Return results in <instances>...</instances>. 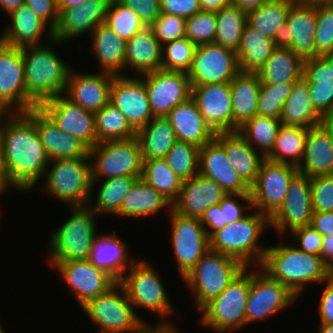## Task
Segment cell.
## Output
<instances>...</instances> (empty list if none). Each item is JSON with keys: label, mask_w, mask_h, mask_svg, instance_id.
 <instances>
[{"label": "cell", "mask_w": 333, "mask_h": 333, "mask_svg": "<svg viewBox=\"0 0 333 333\" xmlns=\"http://www.w3.org/2000/svg\"><path fill=\"white\" fill-rule=\"evenodd\" d=\"M0 145L8 176L20 194L37 191L50 160L35 123L25 113H12L0 130Z\"/></svg>", "instance_id": "1"}, {"label": "cell", "mask_w": 333, "mask_h": 333, "mask_svg": "<svg viewBox=\"0 0 333 333\" xmlns=\"http://www.w3.org/2000/svg\"><path fill=\"white\" fill-rule=\"evenodd\" d=\"M287 238L277 237L281 239L278 245L268 246L259 267L271 279L279 281L301 298L308 285L320 284L333 273L320 256L303 252L291 242L286 243Z\"/></svg>", "instance_id": "2"}, {"label": "cell", "mask_w": 333, "mask_h": 333, "mask_svg": "<svg viewBox=\"0 0 333 333\" xmlns=\"http://www.w3.org/2000/svg\"><path fill=\"white\" fill-rule=\"evenodd\" d=\"M63 44L66 43L53 38L40 45L21 47L27 96L37 107L64 93L70 72L75 68L54 50L56 45Z\"/></svg>", "instance_id": "3"}, {"label": "cell", "mask_w": 333, "mask_h": 333, "mask_svg": "<svg viewBox=\"0 0 333 333\" xmlns=\"http://www.w3.org/2000/svg\"><path fill=\"white\" fill-rule=\"evenodd\" d=\"M150 260L137 257V260L125 271L118 281L138 314L139 308L157 315L159 320L154 327H176L171 317L182 316L174 308V302L166 289L164 278L161 280L160 270ZM158 270V271H157ZM179 314V315H178ZM171 319V320H170Z\"/></svg>", "instance_id": "4"}, {"label": "cell", "mask_w": 333, "mask_h": 333, "mask_svg": "<svg viewBox=\"0 0 333 333\" xmlns=\"http://www.w3.org/2000/svg\"><path fill=\"white\" fill-rule=\"evenodd\" d=\"M269 228L270 218L253 208L240 220L216 231L209 238L210 250L232 257L244 267H259L268 248L259 241Z\"/></svg>", "instance_id": "5"}, {"label": "cell", "mask_w": 333, "mask_h": 333, "mask_svg": "<svg viewBox=\"0 0 333 333\" xmlns=\"http://www.w3.org/2000/svg\"><path fill=\"white\" fill-rule=\"evenodd\" d=\"M71 215L49 233L46 261L89 260L95 239L98 215L88 206L69 207Z\"/></svg>", "instance_id": "6"}, {"label": "cell", "mask_w": 333, "mask_h": 333, "mask_svg": "<svg viewBox=\"0 0 333 333\" xmlns=\"http://www.w3.org/2000/svg\"><path fill=\"white\" fill-rule=\"evenodd\" d=\"M39 191L68 207L86 206L91 196L92 178L89 154L85 157L49 161ZM50 196V197H49Z\"/></svg>", "instance_id": "7"}, {"label": "cell", "mask_w": 333, "mask_h": 333, "mask_svg": "<svg viewBox=\"0 0 333 333\" xmlns=\"http://www.w3.org/2000/svg\"><path fill=\"white\" fill-rule=\"evenodd\" d=\"M252 267H244L226 289L198 313L197 324L213 333H235L245 328V311Z\"/></svg>", "instance_id": "8"}, {"label": "cell", "mask_w": 333, "mask_h": 333, "mask_svg": "<svg viewBox=\"0 0 333 333\" xmlns=\"http://www.w3.org/2000/svg\"><path fill=\"white\" fill-rule=\"evenodd\" d=\"M81 309L98 327V333H142L148 326L154 327V323L136 313L119 282Z\"/></svg>", "instance_id": "9"}, {"label": "cell", "mask_w": 333, "mask_h": 333, "mask_svg": "<svg viewBox=\"0 0 333 333\" xmlns=\"http://www.w3.org/2000/svg\"><path fill=\"white\" fill-rule=\"evenodd\" d=\"M243 268L238 260L209 249L182 278L193 295L194 308L199 312L222 293Z\"/></svg>", "instance_id": "10"}, {"label": "cell", "mask_w": 333, "mask_h": 333, "mask_svg": "<svg viewBox=\"0 0 333 333\" xmlns=\"http://www.w3.org/2000/svg\"><path fill=\"white\" fill-rule=\"evenodd\" d=\"M92 180L142 177L143 158L137 137L99 142L89 149Z\"/></svg>", "instance_id": "11"}, {"label": "cell", "mask_w": 333, "mask_h": 333, "mask_svg": "<svg viewBox=\"0 0 333 333\" xmlns=\"http://www.w3.org/2000/svg\"><path fill=\"white\" fill-rule=\"evenodd\" d=\"M299 298L279 281L271 279L260 267H252V278L245 311V327L266 322L285 312Z\"/></svg>", "instance_id": "12"}, {"label": "cell", "mask_w": 333, "mask_h": 333, "mask_svg": "<svg viewBox=\"0 0 333 333\" xmlns=\"http://www.w3.org/2000/svg\"><path fill=\"white\" fill-rule=\"evenodd\" d=\"M168 218L172 257L177 263L178 276L183 278L210 249V240L199 219L181 216L173 210L169 212Z\"/></svg>", "instance_id": "13"}, {"label": "cell", "mask_w": 333, "mask_h": 333, "mask_svg": "<svg viewBox=\"0 0 333 333\" xmlns=\"http://www.w3.org/2000/svg\"><path fill=\"white\" fill-rule=\"evenodd\" d=\"M71 292L80 308L90 300L106 292L117 281L106 271L89 260L46 261Z\"/></svg>", "instance_id": "14"}, {"label": "cell", "mask_w": 333, "mask_h": 333, "mask_svg": "<svg viewBox=\"0 0 333 333\" xmlns=\"http://www.w3.org/2000/svg\"><path fill=\"white\" fill-rule=\"evenodd\" d=\"M297 166L264 159L255 183L250 187L252 206L269 218L280 208Z\"/></svg>", "instance_id": "15"}, {"label": "cell", "mask_w": 333, "mask_h": 333, "mask_svg": "<svg viewBox=\"0 0 333 333\" xmlns=\"http://www.w3.org/2000/svg\"><path fill=\"white\" fill-rule=\"evenodd\" d=\"M240 72L237 53L216 43L198 45L188 71L191 85L230 83Z\"/></svg>", "instance_id": "16"}, {"label": "cell", "mask_w": 333, "mask_h": 333, "mask_svg": "<svg viewBox=\"0 0 333 333\" xmlns=\"http://www.w3.org/2000/svg\"><path fill=\"white\" fill-rule=\"evenodd\" d=\"M0 102L12 113H26L37 107L27 96L21 48L2 41H0Z\"/></svg>", "instance_id": "17"}, {"label": "cell", "mask_w": 333, "mask_h": 333, "mask_svg": "<svg viewBox=\"0 0 333 333\" xmlns=\"http://www.w3.org/2000/svg\"><path fill=\"white\" fill-rule=\"evenodd\" d=\"M313 213L311 179L298 172L289 184L282 205L270 217V229L278 237L289 236L292 230L311 225Z\"/></svg>", "instance_id": "18"}, {"label": "cell", "mask_w": 333, "mask_h": 333, "mask_svg": "<svg viewBox=\"0 0 333 333\" xmlns=\"http://www.w3.org/2000/svg\"><path fill=\"white\" fill-rule=\"evenodd\" d=\"M139 77L146 87L154 117H165L173 108L191 97L190 79L185 72L159 69Z\"/></svg>", "instance_id": "19"}, {"label": "cell", "mask_w": 333, "mask_h": 333, "mask_svg": "<svg viewBox=\"0 0 333 333\" xmlns=\"http://www.w3.org/2000/svg\"><path fill=\"white\" fill-rule=\"evenodd\" d=\"M65 133L82 141L89 149L99 142L95 130L94 112L85 110L64 94H59L38 106Z\"/></svg>", "instance_id": "20"}, {"label": "cell", "mask_w": 333, "mask_h": 333, "mask_svg": "<svg viewBox=\"0 0 333 333\" xmlns=\"http://www.w3.org/2000/svg\"><path fill=\"white\" fill-rule=\"evenodd\" d=\"M110 103L127 118L130 125L138 131L153 118L146 87L139 76H114Z\"/></svg>", "instance_id": "21"}, {"label": "cell", "mask_w": 333, "mask_h": 333, "mask_svg": "<svg viewBox=\"0 0 333 333\" xmlns=\"http://www.w3.org/2000/svg\"><path fill=\"white\" fill-rule=\"evenodd\" d=\"M110 1L86 0L83 4L68 9H58L53 38L67 44L83 35L90 36L99 24L105 23Z\"/></svg>", "instance_id": "22"}, {"label": "cell", "mask_w": 333, "mask_h": 333, "mask_svg": "<svg viewBox=\"0 0 333 333\" xmlns=\"http://www.w3.org/2000/svg\"><path fill=\"white\" fill-rule=\"evenodd\" d=\"M191 97L214 133L232 132L230 83L191 85Z\"/></svg>", "instance_id": "23"}, {"label": "cell", "mask_w": 333, "mask_h": 333, "mask_svg": "<svg viewBox=\"0 0 333 333\" xmlns=\"http://www.w3.org/2000/svg\"><path fill=\"white\" fill-rule=\"evenodd\" d=\"M316 23L315 6L294 2L290 7L278 45L289 47L303 60L315 58Z\"/></svg>", "instance_id": "24"}, {"label": "cell", "mask_w": 333, "mask_h": 333, "mask_svg": "<svg viewBox=\"0 0 333 333\" xmlns=\"http://www.w3.org/2000/svg\"><path fill=\"white\" fill-rule=\"evenodd\" d=\"M115 75L106 72H70L64 95L85 110L99 111L110 102V90Z\"/></svg>", "instance_id": "25"}, {"label": "cell", "mask_w": 333, "mask_h": 333, "mask_svg": "<svg viewBox=\"0 0 333 333\" xmlns=\"http://www.w3.org/2000/svg\"><path fill=\"white\" fill-rule=\"evenodd\" d=\"M227 196L213 179L197 174L182 182L178 199L172 204L177 214L200 219L211 206L219 204Z\"/></svg>", "instance_id": "26"}, {"label": "cell", "mask_w": 333, "mask_h": 333, "mask_svg": "<svg viewBox=\"0 0 333 333\" xmlns=\"http://www.w3.org/2000/svg\"><path fill=\"white\" fill-rule=\"evenodd\" d=\"M36 125V130L50 161L85 157L89 148L78 138L60 130L39 108L25 113Z\"/></svg>", "instance_id": "27"}, {"label": "cell", "mask_w": 333, "mask_h": 333, "mask_svg": "<svg viewBox=\"0 0 333 333\" xmlns=\"http://www.w3.org/2000/svg\"><path fill=\"white\" fill-rule=\"evenodd\" d=\"M198 173L216 181L227 195L250 194V187L234 170L215 138L200 147Z\"/></svg>", "instance_id": "28"}, {"label": "cell", "mask_w": 333, "mask_h": 333, "mask_svg": "<svg viewBox=\"0 0 333 333\" xmlns=\"http://www.w3.org/2000/svg\"><path fill=\"white\" fill-rule=\"evenodd\" d=\"M8 18L9 23L6 22L0 33V41L5 44L21 48L53 39V29L25 4L11 12Z\"/></svg>", "instance_id": "29"}, {"label": "cell", "mask_w": 333, "mask_h": 333, "mask_svg": "<svg viewBox=\"0 0 333 333\" xmlns=\"http://www.w3.org/2000/svg\"><path fill=\"white\" fill-rule=\"evenodd\" d=\"M128 246V242L120 238L116 231L103 234L100 232L94 241L89 261L106 271L118 282L125 271L137 260L131 256Z\"/></svg>", "instance_id": "30"}, {"label": "cell", "mask_w": 333, "mask_h": 333, "mask_svg": "<svg viewBox=\"0 0 333 333\" xmlns=\"http://www.w3.org/2000/svg\"><path fill=\"white\" fill-rule=\"evenodd\" d=\"M89 49L94 54L97 72H106L115 76H129L125 72L126 40L116 34L105 23L99 24L88 37Z\"/></svg>", "instance_id": "31"}, {"label": "cell", "mask_w": 333, "mask_h": 333, "mask_svg": "<svg viewBox=\"0 0 333 333\" xmlns=\"http://www.w3.org/2000/svg\"><path fill=\"white\" fill-rule=\"evenodd\" d=\"M165 117L175 131L177 140L192 143L200 148L215 137L192 97L177 105Z\"/></svg>", "instance_id": "32"}, {"label": "cell", "mask_w": 333, "mask_h": 333, "mask_svg": "<svg viewBox=\"0 0 333 333\" xmlns=\"http://www.w3.org/2000/svg\"><path fill=\"white\" fill-rule=\"evenodd\" d=\"M131 69L132 76L162 69V44L154 36L150 26L126 41L125 71Z\"/></svg>", "instance_id": "33"}, {"label": "cell", "mask_w": 333, "mask_h": 333, "mask_svg": "<svg viewBox=\"0 0 333 333\" xmlns=\"http://www.w3.org/2000/svg\"><path fill=\"white\" fill-rule=\"evenodd\" d=\"M224 148L228 161L241 179L251 187L257 178L265 157L254 149L237 132L215 133L214 137Z\"/></svg>", "instance_id": "34"}, {"label": "cell", "mask_w": 333, "mask_h": 333, "mask_svg": "<svg viewBox=\"0 0 333 333\" xmlns=\"http://www.w3.org/2000/svg\"><path fill=\"white\" fill-rule=\"evenodd\" d=\"M297 168L309 178L333 175V144L321 124L308 128L303 160Z\"/></svg>", "instance_id": "35"}, {"label": "cell", "mask_w": 333, "mask_h": 333, "mask_svg": "<svg viewBox=\"0 0 333 333\" xmlns=\"http://www.w3.org/2000/svg\"><path fill=\"white\" fill-rule=\"evenodd\" d=\"M162 210H166L168 214L172 210V204L140 178L131 186L114 216L120 219L133 217L146 220L147 217H154Z\"/></svg>", "instance_id": "36"}, {"label": "cell", "mask_w": 333, "mask_h": 333, "mask_svg": "<svg viewBox=\"0 0 333 333\" xmlns=\"http://www.w3.org/2000/svg\"><path fill=\"white\" fill-rule=\"evenodd\" d=\"M261 81L257 73L239 72L230 82L232 96V132L256 115Z\"/></svg>", "instance_id": "37"}, {"label": "cell", "mask_w": 333, "mask_h": 333, "mask_svg": "<svg viewBox=\"0 0 333 333\" xmlns=\"http://www.w3.org/2000/svg\"><path fill=\"white\" fill-rule=\"evenodd\" d=\"M310 96L308 81L304 77L296 80L282 107L281 124L304 128L319 125L323 117L315 110Z\"/></svg>", "instance_id": "38"}, {"label": "cell", "mask_w": 333, "mask_h": 333, "mask_svg": "<svg viewBox=\"0 0 333 333\" xmlns=\"http://www.w3.org/2000/svg\"><path fill=\"white\" fill-rule=\"evenodd\" d=\"M277 45L278 42L246 23L236 52L239 70L258 73Z\"/></svg>", "instance_id": "39"}, {"label": "cell", "mask_w": 333, "mask_h": 333, "mask_svg": "<svg viewBox=\"0 0 333 333\" xmlns=\"http://www.w3.org/2000/svg\"><path fill=\"white\" fill-rule=\"evenodd\" d=\"M141 177L122 176L105 180H92L88 206L99 216L115 215L131 186ZM96 191H95V190ZM95 194V195H94ZM96 199V200H95Z\"/></svg>", "instance_id": "40"}, {"label": "cell", "mask_w": 333, "mask_h": 333, "mask_svg": "<svg viewBox=\"0 0 333 333\" xmlns=\"http://www.w3.org/2000/svg\"><path fill=\"white\" fill-rule=\"evenodd\" d=\"M303 72L304 60L289 47L277 45L257 74L261 83L281 84L299 80Z\"/></svg>", "instance_id": "41"}, {"label": "cell", "mask_w": 333, "mask_h": 333, "mask_svg": "<svg viewBox=\"0 0 333 333\" xmlns=\"http://www.w3.org/2000/svg\"><path fill=\"white\" fill-rule=\"evenodd\" d=\"M251 209H253L251 194H230L219 204L208 208L199 221L204 225L210 238L216 231L243 218Z\"/></svg>", "instance_id": "42"}, {"label": "cell", "mask_w": 333, "mask_h": 333, "mask_svg": "<svg viewBox=\"0 0 333 333\" xmlns=\"http://www.w3.org/2000/svg\"><path fill=\"white\" fill-rule=\"evenodd\" d=\"M143 160L165 158L177 141L175 131L166 117H154L136 132Z\"/></svg>", "instance_id": "43"}, {"label": "cell", "mask_w": 333, "mask_h": 333, "mask_svg": "<svg viewBox=\"0 0 333 333\" xmlns=\"http://www.w3.org/2000/svg\"><path fill=\"white\" fill-rule=\"evenodd\" d=\"M294 2V0H269L247 13V23L265 36L279 42L290 7Z\"/></svg>", "instance_id": "44"}, {"label": "cell", "mask_w": 333, "mask_h": 333, "mask_svg": "<svg viewBox=\"0 0 333 333\" xmlns=\"http://www.w3.org/2000/svg\"><path fill=\"white\" fill-rule=\"evenodd\" d=\"M307 133L308 128L281 125L274 147L265 158L298 167L303 160Z\"/></svg>", "instance_id": "45"}, {"label": "cell", "mask_w": 333, "mask_h": 333, "mask_svg": "<svg viewBox=\"0 0 333 333\" xmlns=\"http://www.w3.org/2000/svg\"><path fill=\"white\" fill-rule=\"evenodd\" d=\"M141 179L173 204L179 197L181 180L167 165L164 158L143 160Z\"/></svg>", "instance_id": "46"}, {"label": "cell", "mask_w": 333, "mask_h": 333, "mask_svg": "<svg viewBox=\"0 0 333 333\" xmlns=\"http://www.w3.org/2000/svg\"><path fill=\"white\" fill-rule=\"evenodd\" d=\"M216 17L217 29L214 43L237 52L247 23V13L231 3L216 11Z\"/></svg>", "instance_id": "47"}, {"label": "cell", "mask_w": 333, "mask_h": 333, "mask_svg": "<svg viewBox=\"0 0 333 333\" xmlns=\"http://www.w3.org/2000/svg\"><path fill=\"white\" fill-rule=\"evenodd\" d=\"M95 130L98 142L129 139L136 136V130L127 118L110 102L94 112Z\"/></svg>", "instance_id": "48"}, {"label": "cell", "mask_w": 333, "mask_h": 333, "mask_svg": "<svg viewBox=\"0 0 333 333\" xmlns=\"http://www.w3.org/2000/svg\"><path fill=\"white\" fill-rule=\"evenodd\" d=\"M281 122L278 119L255 115L239 129L240 135L264 157L274 147Z\"/></svg>", "instance_id": "49"}, {"label": "cell", "mask_w": 333, "mask_h": 333, "mask_svg": "<svg viewBox=\"0 0 333 333\" xmlns=\"http://www.w3.org/2000/svg\"><path fill=\"white\" fill-rule=\"evenodd\" d=\"M200 148L177 140L165 156L168 167L183 181L198 174Z\"/></svg>", "instance_id": "50"}, {"label": "cell", "mask_w": 333, "mask_h": 333, "mask_svg": "<svg viewBox=\"0 0 333 333\" xmlns=\"http://www.w3.org/2000/svg\"><path fill=\"white\" fill-rule=\"evenodd\" d=\"M105 24L126 41L145 27L134 10L118 0L110 1Z\"/></svg>", "instance_id": "51"}, {"label": "cell", "mask_w": 333, "mask_h": 333, "mask_svg": "<svg viewBox=\"0 0 333 333\" xmlns=\"http://www.w3.org/2000/svg\"><path fill=\"white\" fill-rule=\"evenodd\" d=\"M294 82L279 84L261 83L256 115L280 120L282 107L292 91Z\"/></svg>", "instance_id": "52"}, {"label": "cell", "mask_w": 333, "mask_h": 333, "mask_svg": "<svg viewBox=\"0 0 333 333\" xmlns=\"http://www.w3.org/2000/svg\"><path fill=\"white\" fill-rule=\"evenodd\" d=\"M196 45L186 37L162 45V69L188 73Z\"/></svg>", "instance_id": "53"}, {"label": "cell", "mask_w": 333, "mask_h": 333, "mask_svg": "<svg viewBox=\"0 0 333 333\" xmlns=\"http://www.w3.org/2000/svg\"><path fill=\"white\" fill-rule=\"evenodd\" d=\"M216 29V11L201 10L186 19L185 37L196 46L214 43Z\"/></svg>", "instance_id": "54"}, {"label": "cell", "mask_w": 333, "mask_h": 333, "mask_svg": "<svg viewBox=\"0 0 333 333\" xmlns=\"http://www.w3.org/2000/svg\"><path fill=\"white\" fill-rule=\"evenodd\" d=\"M316 8L315 46L316 57L333 55V5Z\"/></svg>", "instance_id": "55"}, {"label": "cell", "mask_w": 333, "mask_h": 333, "mask_svg": "<svg viewBox=\"0 0 333 333\" xmlns=\"http://www.w3.org/2000/svg\"><path fill=\"white\" fill-rule=\"evenodd\" d=\"M150 27L154 36L163 45L169 41L185 37L186 19L176 15L161 13Z\"/></svg>", "instance_id": "56"}, {"label": "cell", "mask_w": 333, "mask_h": 333, "mask_svg": "<svg viewBox=\"0 0 333 333\" xmlns=\"http://www.w3.org/2000/svg\"><path fill=\"white\" fill-rule=\"evenodd\" d=\"M310 179L313 212H333V175L316 176Z\"/></svg>", "instance_id": "57"}, {"label": "cell", "mask_w": 333, "mask_h": 333, "mask_svg": "<svg viewBox=\"0 0 333 333\" xmlns=\"http://www.w3.org/2000/svg\"><path fill=\"white\" fill-rule=\"evenodd\" d=\"M303 77L308 83L333 86V55L304 60Z\"/></svg>", "instance_id": "58"}, {"label": "cell", "mask_w": 333, "mask_h": 333, "mask_svg": "<svg viewBox=\"0 0 333 333\" xmlns=\"http://www.w3.org/2000/svg\"><path fill=\"white\" fill-rule=\"evenodd\" d=\"M290 241L303 252L320 256L322 235L311 225L296 228L290 232Z\"/></svg>", "instance_id": "59"}, {"label": "cell", "mask_w": 333, "mask_h": 333, "mask_svg": "<svg viewBox=\"0 0 333 333\" xmlns=\"http://www.w3.org/2000/svg\"><path fill=\"white\" fill-rule=\"evenodd\" d=\"M134 10L145 26H151L161 14L160 0H118Z\"/></svg>", "instance_id": "60"}, {"label": "cell", "mask_w": 333, "mask_h": 333, "mask_svg": "<svg viewBox=\"0 0 333 333\" xmlns=\"http://www.w3.org/2000/svg\"><path fill=\"white\" fill-rule=\"evenodd\" d=\"M315 110L322 116L333 115V86L308 83Z\"/></svg>", "instance_id": "61"}, {"label": "cell", "mask_w": 333, "mask_h": 333, "mask_svg": "<svg viewBox=\"0 0 333 333\" xmlns=\"http://www.w3.org/2000/svg\"><path fill=\"white\" fill-rule=\"evenodd\" d=\"M161 13L185 19L201 11L199 0H160Z\"/></svg>", "instance_id": "62"}, {"label": "cell", "mask_w": 333, "mask_h": 333, "mask_svg": "<svg viewBox=\"0 0 333 333\" xmlns=\"http://www.w3.org/2000/svg\"><path fill=\"white\" fill-rule=\"evenodd\" d=\"M322 293H320L317 313L320 318L318 323L333 324V274L321 283Z\"/></svg>", "instance_id": "63"}, {"label": "cell", "mask_w": 333, "mask_h": 333, "mask_svg": "<svg viewBox=\"0 0 333 333\" xmlns=\"http://www.w3.org/2000/svg\"><path fill=\"white\" fill-rule=\"evenodd\" d=\"M25 5L52 29L56 26L58 21L57 0H25Z\"/></svg>", "instance_id": "64"}, {"label": "cell", "mask_w": 333, "mask_h": 333, "mask_svg": "<svg viewBox=\"0 0 333 333\" xmlns=\"http://www.w3.org/2000/svg\"><path fill=\"white\" fill-rule=\"evenodd\" d=\"M311 226L322 236H333V212L313 213Z\"/></svg>", "instance_id": "65"}, {"label": "cell", "mask_w": 333, "mask_h": 333, "mask_svg": "<svg viewBox=\"0 0 333 333\" xmlns=\"http://www.w3.org/2000/svg\"><path fill=\"white\" fill-rule=\"evenodd\" d=\"M320 257L324 264L333 273V236L322 237V247Z\"/></svg>", "instance_id": "66"}, {"label": "cell", "mask_w": 333, "mask_h": 333, "mask_svg": "<svg viewBox=\"0 0 333 333\" xmlns=\"http://www.w3.org/2000/svg\"><path fill=\"white\" fill-rule=\"evenodd\" d=\"M15 191L21 192L10 180L7 170H6V166H5V162H4V157H3V153H2V148L0 145V193L3 194V196H5L6 192L13 189ZM5 193V194H4Z\"/></svg>", "instance_id": "67"}, {"label": "cell", "mask_w": 333, "mask_h": 333, "mask_svg": "<svg viewBox=\"0 0 333 333\" xmlns=\"http://www.w3.org/2000/svg\"><path fill=\"white\" fill-rule=\"evenodd\" d=\"M267 1L269 0H231V3L243 10L244 12L248 13L260 7Z\"/></svg>", "instance_id": "68"}, {"label": "cell", "mask_w": 333, "mask_h": 333, "mask_svg": "<svg viewBox=\"0 0 333 333\" xmlns=\"http://www.w3.org/2000/svg\"><path fill=\"white\" fill-rule=\"evenodd\" d=\"M202 10L218 11L231 4V0H199Z\"/></svg>", "instance_id": "69"}, {"label": "cell", "mask_w": 333, "mask_h": 333, "mask_svg": "<svg viewBox=\"0 0 333 333\" xmlns=\"http://www.w3.org/2000/svg\"><path fill=\"white\" fill-rule=\"evenodd\" d=\"M25 4V0H0V10L9 15L15 9Z\"/></svg>", "instance_id": "70"}, {"label": "cell", "mask_w": 333, "mask_h": 333, "mask_svg": "<svg viewBox=\"0 0 333 333\" xmlns=\"http://www.w3.org/2000/svg\"><path fill=\"white\" fill-rule=\"evenodd\" d=\"M320 124L326 129L333 144V115L323 117Z\"/></svg>", "instance_id": "71"}, {"label": "cell", "mask_w": 333, "mask_h": 333, "mask_svg": "<svg viewBox=\"0 0 333 333\" xmlns=\"http://www.w3.org/2000/svg\"><path fill=\"white\" fill-rule=\"evenodd\" d=\"M86 0H57L58 9H68L79 4H83Z\"/></svg>", "instance_id": "72"}, {"label": "cell", "mask_w": 333, "mask_h": 333, "mask_svg": "<svg viewBox=\"0 0 333 333\" xmlns=\"http://www.w3.org/2000/svg\"><path fill=\"white\" fill-rule=\"evenodd\" d=\"M145 333H181L176 327H150Z\"/></svg>", "instance_id": "73"}, {"label": "cell", "mask_w": 333, "mask_h": 333, "mask_svg": "<svg viewBox=\"0 0 333 333\" xmlns=\"http://www.w3.org/2000/svg\"><path fill=\"white\" fill-rule=\"evenodd\" d=\"M298 2L308 6L333 5V0H299Z\"/></svg>", "instance_id": "74"}, {"label": "cell", "mask_w": 333, "mask_h": 333, "mask_svg": "<svg viewBox=\"0 0 333 333\" xmlns=\"http://www.w3.org/2000/svg\"><path fill=\"white\" fill-rule=\"evenodd\" d=\"M12 114V112L7 109L1 102H0V130L5 122V120Z\"/></svg>", "instance_id": "75"}, {"label": "cell", "mask_w": 333, "mask_h": 333, "mask_svg": "<svg viewBox=\"0 0 333 333\" xmlns=\"http://www.w3.org/2000/svg\"><path fill=\"white\" fill-rule=\"evenodd\" d=\"M317 329L318 333H333V324L319 323Z\"/></svg>", "instance_id": "76"}, {"label": "cell", "mask_w": 333, "mask_h": 333, "mask_svg": "<svg viewBox=\"0 0 333 333\" xmlns=\"http://www.w3.org/2000/svg\"><path fill=\"white\" fill-rule=\"evenodd\" d=\"M4 325L0 322V333H6V330L4 329Z\"/></svg>", "instance_id": "77"}, {"label": "cell", "mask_w": 333, "mask_h": 333, "mask_svg": "<svg viewBox=\"0 0 333 333\" xmlns=\"http://www.w3.org/2000/svg\"><path fill=\"white\" fill-rule=\"evenodd\" d=\"M1 195H2V196H1ZM0 197H3V194L0 193ZM1 209H2V208L0 207V221H1V217L3 216V215H2V211H1ZM0 224H1V222H0Z\"/></svg>", "instance_id": "78"}, {"label": "cell", "mask_w": 333, "mask_h": 333, "mask_svg": "<svg viewBox=\"0 0 333 333\" xmlns=\"http://www.w3.org/2000/svg\"><path fill=\"white\" fill-rule=\"evenodd\" d=\"M150 327L148 326L142 333H145Z\"/></svg>", "instance_id": "79"}]
</instances>
